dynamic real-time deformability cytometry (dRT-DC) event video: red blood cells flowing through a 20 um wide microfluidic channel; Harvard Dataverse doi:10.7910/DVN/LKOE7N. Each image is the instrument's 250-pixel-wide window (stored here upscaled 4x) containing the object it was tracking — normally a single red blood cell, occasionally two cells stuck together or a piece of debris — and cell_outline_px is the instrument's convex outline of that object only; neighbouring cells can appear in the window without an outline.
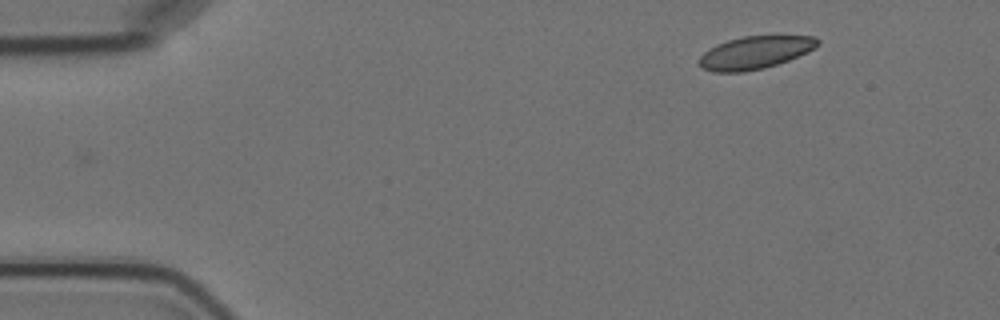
{"species": "Egyptian fruit bat (a non-hibernating species)", "species_latin": "Rousettus aegyptiacus", "temperature_condition": "cold", "stored_images_in_passage": 2, "camera_frame_rate_fps": 3000, "um_per_image_px": 0.085, "animal": {"sex": "female"}, "frame": {"image": 1, "passage_image": 2, "time_ms": 1.0, "image_size_px": [1000, 320], "cell_outline_px": [[820, 44], [816, 48], [808, 52], [788, 60], [764, 68], [744, 72], [712, 72], [704, 68], [696, 60], [708, 48], [716, 44], [728, 40], [744, 36], [816, 36], [820, 40]], "centroid_in_image_um": [64.18, 4.46], "position_along_channel_um": 20.8, "area_um2": 22.72}}